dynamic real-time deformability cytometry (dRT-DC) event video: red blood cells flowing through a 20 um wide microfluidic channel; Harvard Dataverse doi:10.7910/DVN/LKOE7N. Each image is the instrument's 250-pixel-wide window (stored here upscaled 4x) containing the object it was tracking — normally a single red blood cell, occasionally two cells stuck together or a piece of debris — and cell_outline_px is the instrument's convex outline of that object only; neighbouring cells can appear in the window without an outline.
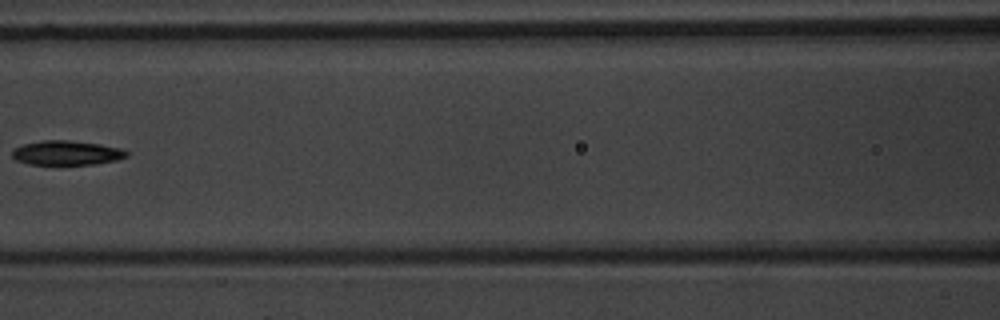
{"species": "common noctule bat (a hibernating species)", "species_latin": "Nyctalus noctula", "temperature_condition": "warm", "stored_images_in_passage": 7, "camera_frame_rate_fps": 3000, "um_per_image_px": 0.085, "animal": {"sex": "male", "body_mass_g": 20.1, "forearm_length_mm": 53.5}, "frame": {"image": 1, "passage_image": 6, "time_ms": 7.0, "image_size_px": [1000, 320], "cell_outline_px": [[128, 156], [116, 160], [96, 164], [28, 164], [16, 160], [12, 156], [12, 148], [24, 144], [40, 140], [68, 140], [100, 144], [120, 148], [128, 152]], "centroid_in_image_um": [5.64, 12.99], "position_along_channel_um": 161.0, "area_um2": 16.3}}
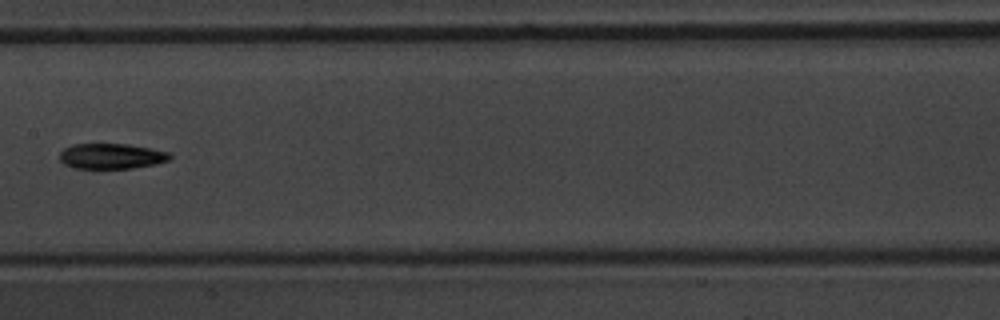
{"frame": {"image": 2, "passage_image": 7, "time_ms": 8.0, "image_size_px": [1000, 320], "cell_outline_px": [[172, 156], [168, 160], [156, 164], [132, 168], [76, 168], [64, 164], [60, 160], [60, 152], [64, 148], [72, 144], [128, 144], [152, 148], [168, 152]], "centroid_in_image_um": [9.47, 13.26], "position_along_channel_um": 197.9, "area_um2": 16.3}}